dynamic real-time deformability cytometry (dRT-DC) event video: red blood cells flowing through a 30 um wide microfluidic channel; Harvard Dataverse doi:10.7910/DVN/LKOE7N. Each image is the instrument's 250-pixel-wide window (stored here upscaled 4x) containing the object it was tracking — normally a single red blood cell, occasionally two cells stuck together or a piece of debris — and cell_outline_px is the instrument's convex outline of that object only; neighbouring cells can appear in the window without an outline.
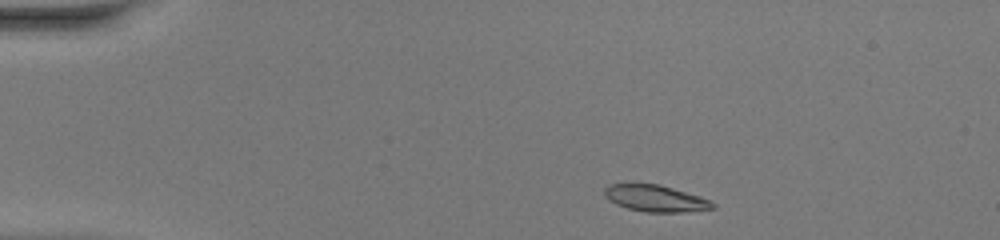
{"species": "common noctule bat (a hibernating species)", "species_latin": "Nyctalus noctula", "temperature_condition": "warm", "stored_images_in_passage": 41, "camera_frame_rate_fps": 3000, "um_per_image_px": 0.085, "animal": {"sex": "female", "body_mass_g": 20.0, "forearm_length_mm": 54.0}, "frame": {"image": 1, "passage_image": 1, "time_ms": 0.0, "image_size_px": [1000, 240], "cell_outline_px": [[716, 208], [680, 212], [644, 212], [628, 208], [616, 204], [608, 200], [604, 196], [604, 188], [608, 184], [660, 184], [700, 196], [716, 204]], "centroid_in_image_um": [55.69, 16.86], "position_along_channel_um": 29.3, "area_um2": 16.76}}
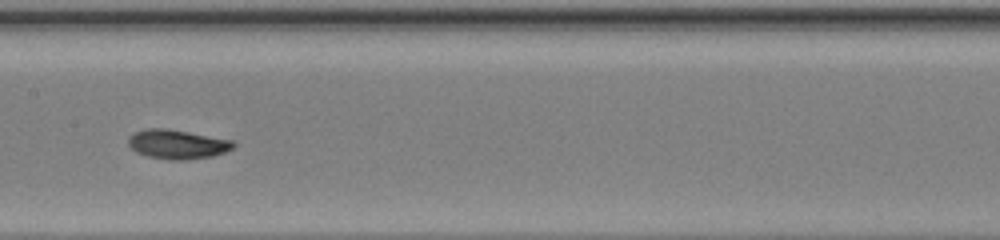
{"frame": {"image": 2, "passage_image": 18, "time_ms": 5.667, "image_size_px": [1000, 240], "cell_outline_px": [[236, 144], [232, 148], [224, 152], [212, 156], [184, 160], [168, 160], [148, 156], [136, 152], [128, 144], [128, 136], [132, 132], [144, 128], [168, 128], [236, 140]], "centroid_in_image_um": [15.07, 12.24], "position_along_channel_um": 192.3, "area_um2": 18.26}}
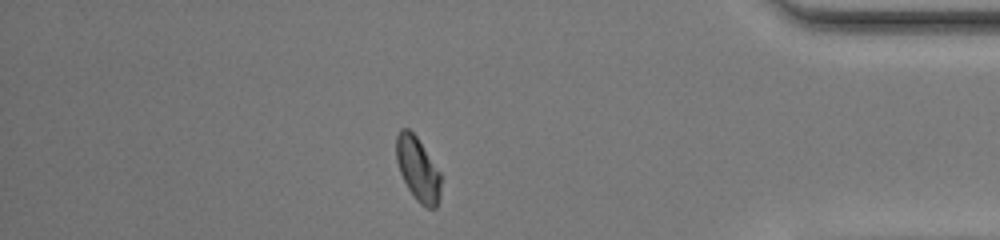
{"frame": {"image": 3, "passage_image": 35, "time_ms": 11.333, "image_size_px": [1000, 240], "cell_outline_px": [[440, 196], [436, 208], [428, 208], [420, 204], [416, 200], [408, 188], [400, 172], [396, 160], [396, 136], [400, 128], [408, 128], [416, 136], [440, 172]], "centroid_in_image_um": [35.5, 14.37], "position_along_channel_um": 399.7, "area_um2": 16.47}, "authors_computed_cell_mechanics": {"area_um2": 16.8776, "velocity_mm_per_s": 4.2004, "shape_relaxation_time_tau1_ms": 3.9789, "shape_relaxation_time_tau2_ms": 1.6935, "deformation_change_tau1": 0.1617, "deformation_change_tau2": 0.0537}}